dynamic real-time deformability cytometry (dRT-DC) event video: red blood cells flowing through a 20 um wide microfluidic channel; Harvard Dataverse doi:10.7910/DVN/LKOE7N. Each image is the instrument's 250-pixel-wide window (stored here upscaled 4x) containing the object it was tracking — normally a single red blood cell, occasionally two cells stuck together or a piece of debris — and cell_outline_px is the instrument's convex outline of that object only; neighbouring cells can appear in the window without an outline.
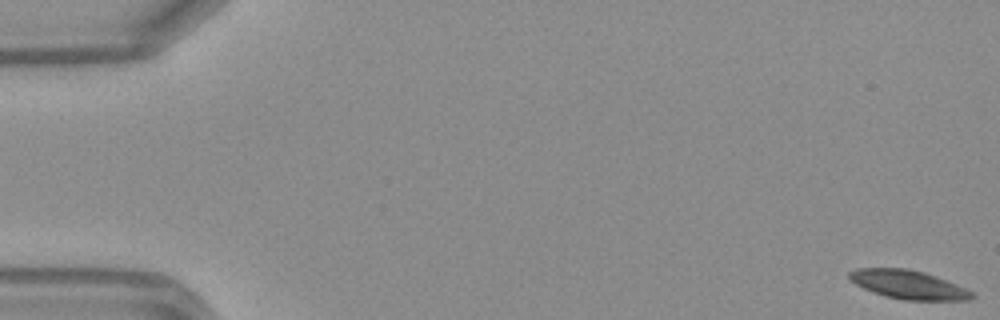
{"species": "Egyptian fruit bat (a non-hibernating species)", "species_latin": "Rousettus aegyptiacus", "temperature_condition": "warm", "stored_images_in_passage": 49, "camera_frame_rate_fps": 3000, "um_per_image_px": 0.085, "frame": {"image": 1, "passage_image": 1, "time_ms": 0.0, "image_size_px": [1000, 320], "cell_outline_px": [[976, 296], [972, 300], [904, 300], [884, 296], [864, 288], [848, 280], [848, 272], [856, 268], [908, 268], [924, 272], [956, 284], [972, 292]], "centroid_in_image_um": [77.18, 24.19], "position_along_channel_um": 7.8, "area_um2": 20.52}}
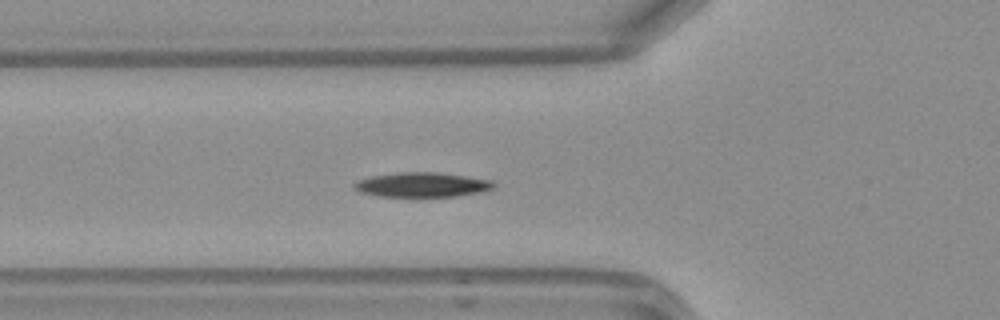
{"frame": {"image": 2, "passage_image": 18, "time_ms": 5.667, "image_size_px": [1000, 320], "cell_outline_px": [[496, 188], [484, 192], [456, 196], [380, 196], [360, 192], [352, 188], [352, 184], [356, 180], [372, 176], [396, 172], [436, 172], [492, 180], [496, 184]], "centroid_in_image_um": [35.88, 15.7], "position_along_channel_um": 89.9, "area_um2": 20.17}}
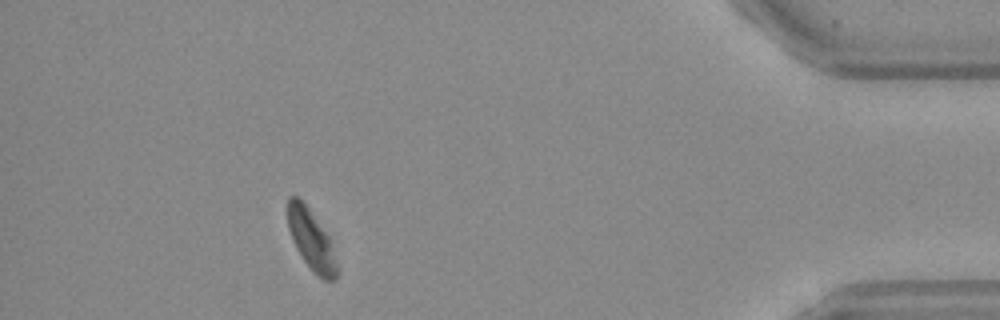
{"frame": {"image": 3, "passage_image": 45, "time_ms": 14.667, "image_size_px": [1000, 320], "cell_outline_px": [[336, 280], [324, 280], [312, 272], [296, 248], [292, 240], [288, 228], [288, 196], [296, 196], [308, 208], [328, 236], [336, 264]], "centroid_in_image_um": [26.42, 20.4], "position_along_channel_um": 408.8, "area_um2": 16.7}, "authors_computed_cell_mechanics": {"area_um2": 20.0566, "velocity_mm_per_s": 4.1327, "shape_relaxation_time_tau1_ms": 1.9781, "shape_relaxation_time_tau2_ms": null, "deformation_change_tau1": 0.1059, "deformation_change_tau2": null}}